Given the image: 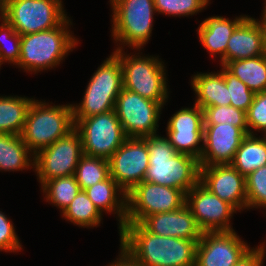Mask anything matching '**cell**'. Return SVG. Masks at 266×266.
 Segmentation results:
<instances>
[{
  "label": "cell",
  "instance_id": "2",
  "mask_svg": "<svg viewBox=\"0 0 266 266\" xmlns=\"http://www.w3.org/2000/svg\"><path fill=\"white\" fill-rule=\"evenodd\" d=\"M149 167L145 182L181 189L187 193L200 181V163L194 156L178 153L165 136L147 137Z\"/></svg>",
  "mask_w": 266,
  "mask_h": 266
},
{
  "label": "cell",
  "instance_id": "8",
  "mask_svg": "<svg viewBox=\"0 0 266 266\" xmlns=\"http://www.w3.org/2000/svg\"><path fill=\"white\" fill-rule=\"evenodd\" d=\"M67 17L62 0H4V19L20 35L56 28Z\"/></svg>",
  "mask_w": 266,
  "mask_h": 266
},
{
  "label": "cell",
  "instance_id": "28",
  "mask_svg": "<svg viewBox=\"0 0 266 266\" xmlns=\"http://www.w3.org/2000/svg\"><path fill=\"white\" fill-rule=\"evenodd\" d=\"M62 218L81 228L100 226L103 214L93 204L84 190H81L69 206L61 213Z\"/></svg>",
  "mask_w": 266,
  "mask_h": 266
},
{
  "label": "cell",
  "instance_id": "16",
  "mask_svg": "<svg viewBox=\"0 0 266 266\" xmlns=\"http://www.w3.org/2000/svg\"><path fill=\"white\" fill-rule=\"evenodd\" d=\"M166 137L178 153L200 159L203 149L204 112L198 105L182 107L168 120Z\"/></svg>",
  "mask_w": 266,
  "mask_h": 266
},
{
  "label": "cell",
  "instance_id": "30",
  "mask_svg": "<svg viewBox=\"0 0 266 266\" xmlns=\"http://www.w3.org/2000/svg\"><path fill=\"white\" fill-rule=\"evenodd\" d=\"M74 176L81 190L92 187L110 177L108 160L83 155L78 162Z\"/></svg>",
  "mask_w": 266,
  "mask_h": 266
},
{
  "label": "cell",
  "instance_id": "14",
  "mask_svg": "<svg viewBox=\"0 0 266 266\" xmlns=\"http://www.w3.org/2000/svg\"><path fill=\"white\" fill-rule=\"evenodd\" d=\"M186 205L202 232L234 230L230 220L239 211L212 194L200 181L186 193Z\"/></svg>",
  "mask_w": 266,
  "mask_h": 266
},
{
  "label": "cell",
  "instance_id": "32",
  "mask_svg": "<svg viewBox=\"0 0 266 266\" xmlns=\"http://www.w3.org/2000/svg\"><path fill=\"white\" fill-rule=\"evenodd\" d=\"M211 4L208 0H154L156 12L168 17H189L202 12Z\"/></svg>",
  "mask_w": 266,
  "mask_h": 266
},
{
  "label": "cell",
  "instance_id": "25",
  "mask_svg": "<svg viewBox=\"0 0 266 266\" xmlns=\"http://www.w3.org/2000/svg\"><path fill=\"white\" fill-rule=\"evenodd\" d=\"M257 135L247 134L243 138L230 163L244 177L266 165V137Z\"/></svg>",
  "mask_w": 266,
  "mask_h": 266
},
{
  "label": "cell",
  "instance_id": "34",
  "mask_svg": "<svg viewBox=\"0 0 266 266\" xmlns=\"http://www.w3.org/2000/svg\"><path fill=\"white\" fill-rule=\"evenodd\" d=\"M7 42V44H6ZM8 42L10 43L9 46ZM21 35L3 19L0 23V65L8 63L14 66L20 58Z\"/></svg>",
  "mask_w": 266,
  "mask_h": 266
},
{
  "label": "cell",
  "instance_id": "29",
  "mask_svg": "<svg viewBox=\"0 0 266 266\" xmlns=\"http://www.w3.org/2000/svg\"><path fill=\"white\" fill-rule=\"evenodd\" d=\"M43 192L44 201L60 209L62 213L81 191L74 175L63 176L46 181L40 189Z\"/></svg>",
  "mask_w": 266,
  "mask_h": 266
},
{
  "label": "cell",
  "instance_id": "18",
  "mask_svg": "<svg viewBox=\"0 0 266 266\" xmlns=\"http://www.w3.org/2000/svg\"><path fill=\"white\" fill-rule=\"evenodd\" d=\"M245 136L233 124H204L200 166L230 164Z\"/></svg>",
  "mask_w": 266,
  "mask_h": 266
},
{
  "label": "cell",
  "instance_id": "40",
  "mask_svg": "<svg viewBox=\"0 0 266 266\" xmlns=\"http://www.w3.org/2000/svg\"><path fill=\"white\" fill-rule=\"evenodd\" d=\"M262 15L260 17V21L266 26V0L264 1V7H263Z\"/></svg>",
  "mask_w": 266,
  "mask_h": 266
},
{
  "label": "cell",
  "instance_id": "9",
  "mask_svg": "<svg viewBox=\"0 0 266 266\" xmlns=\"http://www.w3.org/2000/svg\"><path fill=\"white\" fill-rule=\"evenodd\" d=\"M186 204L181 189L145 182L126 194V223H141L149 215L175 211Z\"/></svg>",
  "mask_w": 266,
  "mask_h": 266
},
{
  "label": "cell",
  "instance_id": "27",
  "mask_svg": "<svg viewBox=\"0 0 266 266\" xmlns=\"http://www.w3.org/2000/svg\"><path fill=\"white\" fill-rule=\"evenodd\" d=\"M224 67L255 94L266 91V53L252 58L229 61Z\"/></svg>",
  "mask_w": 266,
  "mask_h": 266
},
{
  "label": "cell",
  "instance_id": "6",
  "mask_svg": "<svg viewBox=\"0 0 266 266\" xmlns=\"http://www.w3.org/2000/svg\"><path fill=\"white\" fill-rule=\"evenodd\" d=\"M75 127L72 103L55 105L46 100L32 101L21 137L35 155Z\"/></svg>",
  "mask_w": 266,
  "mask_h": 266
},
{
  "label": "cell",
  "instance_id": "24",
  "mask_svg": "<svg viewBox=\"0 0 266 266\" xmlns=\"http://www.w3.org/2000/svg\"><path fill=\"white\" fill-rule=\"evenodd\" d=\"M34 170V154L21 135L0 133V172Z\"/></svg>",
  "mask_w": 266,
  "mask_h": 266
},
{
  "label": "cell",
  "instance_id": "39",
  "mask_svg": "<svg viewBox=\"0 0 266 266\" xmlns=\"http://www.w3.org/2000/svg\"><path fill=\"white\" fill-rule=\"evenodd\" d=\"M119 249L120 252L118 257L113 262L109 263L107 266H142L121 246Z\"/></svg>",
  "mask_w": 266,
  "mask_h": 266
},
{
  "label": "cell",
  "instance_id": "5",
  "mask_svg": "<svg viewBox=\"0 0 266 266\" xmlns=\"http://www.w3.org/2000/svg\"><path fill=\"white\" fill-rule=\"evenodd\" d=\"M114 50L113 53L120 59L122 66L123 88L158 103L168 102L170 91L167 85V67L160 56L142 55L140 49L135 50V54L130 52V55L127 50Z\"/></svg>",
  "mask_w": 266,
  "mask_h": 266
},
{
  "label": "cell",
  "instance_id": "19",
  "mask_svg": "<svg viewBox=\"0 0 266 266\" xmlns=\"http://www.w3.org/2000/svg\"><path fill=\"white\" fill-rule=\"evenodd\" d=\"M141 224L155 235L194 240L196 243L203 234L186 204L175 211L149 215Z\"/></svg>",
  "mask_w": 266,
  "mask_h": 266
},
{
  "label": "cell",
  "instance_id": "35",
  "mask_svg": "<svg viewBox=\"0 0 266 266\" xmlns=\"http://www.w3.org/2000/svg\"><path fill=\"white\" fill-rule=\"evenodd\" d=\"M220 67L229 90L230 105L247 113L250 105L253 103L255 93L224 66L220 65Z\"/></svg>",
  "mask_w": 266,
  "mask_h": 266
},
{
  "label": "cell",
  "instance_id": "31",
  "mask_svg": "<svg viewBox=\"0 0 266 266\" xmlns=\"http://www.w3.org/2000/svg\"><path fill=\"white\" fill-rule=\"evenodd\" d=\"M204 124H233L239 127L246 135L249 134L246 112L229 106H211L204 110Z\"/></svg>",
  "mask_w": 266,
  "mask_h": 266
},
{
  "label": "cell",
  "instance_id": "3",
  "mask_svg": "<svg viewBox=\"0 0 266 266\" xmlns=\"http://www.w3.org/2000/svg\"><path fill=\"white\" fill-rule=\"evenodd\" d=\"M72 24L68 16L56 28L21 35L20 58L16 66L26 74H37L59 66L79 44L70 30Z\"/></svg>",
  "mask_w": 266,
  "mask_h": 266
},
{
  "label": "cell",
  "instance_id": "13",
  "mask_svg": "<svg viewBox=\"0 0 266 266\" xmlns=\"http://www.w3.org/2000/svg\"><path fill=\"white\" fill-rule=\"evenodd\" d=\"M110 176L127 194L142 183L149 167L147 137H127L108 159Z\"/></svg>",
  "mask_w": 266,
  "mask_h": 266
},
{
  "label": "cell",
  "instance_id": "15",
  "mask_svg": "<svg viewBox=\"0 0 266 266\" xmlns=\"http://www.w3.org/2000/svg\"><path fill=\"white\" fill-rule=\"evenodd\" d=\"M252 248L235 230L203 232L196 246L195 266H235Z\"/></svg>",
  "mask_w": 266,
  "mask_h": 266
},
{
  "label": "cell",
  "instance_id": "41",
  "mask_svg": "<svg viewBox=\"0 0 266 266\" xmlns=\"http://www.w3.org/2000/svg\"><path fill=\"white\" fill-rule=\"evenodd\" d=\"M4 19V0H0V22Z\"/></svg>",
  "mask_w": 266,
  "mask_h": 266
},
{
  "label": "cell",
  "instance_id": "12",
  "mask_svg": "<svg viewBox=\"0 0 266 266\" xmlns=\"http://www.w3.org/2000/svg\"><path fill=\"white\" fill-rule=\"evenodd\" d=\"M164 105L123 88L114 110L126 137L144 138L157 134Z\"/></svg>",
  "mask_w": 266,
  "mask_h": 266
},
{
  "label": "cell",
  "instance_id": "36",
  "mask_svg": "<svg viewBox=\"0 0 266 266\" xmlns=\"http://www.w3.org/2000/svg\"><path fill=\"white\" fill-rule=\"evenodd\" d=\"M246 117L249 134L256 135V132L260 135L266 134V91L255 94Z\"/></svg>",
  "mask_w": 266,
  "mask_h": 266
},
{
  "label": "cell",
  "instance_id": "33",
  "mask_svg": "<svg viewBox=\"0 0 266 266\" xmlns=\"http://www.w3.org/2000/svg\"><path fill=\"white\" fill-rule=\"evenodd\" d=\"M247 210H266V165L245 177ZM266 214V213H265Z\"/></svg>",
  "mask_w": 266,
  "mask_h": 266
},
{
  "label": "cell",
  "instance_id": "7",
  "mask_svg": "<svg viewBox=\"0 0 266 266\" xmlns=\"http://www.w3.org/2000/svg\"><path fill=\"white\" fill-rule=\"evenodd\" d=\"M88 82L82 101L72 104L74 125L80 119L114 110L116 98L123 89L120 59L112 52Z\"/></svg>",
  "mask_w": 266,
  "mask_h": 266
},
{
  "label": "cell",
  "instance_id": "4",
  "mask_svg": "<svg viewBox=\"0 0 266 266\" xmlns=\"http://www.w3.org/2000/svg\"><path fill=\"white\" fill-rule=\"evenodd\" d=\"M112 11L111 37L116 48L142 50L152 36L154 0H109Z\"/></svg>",
  "mask_w": 266,
  "mask_h": 266
},
{
  "label": "cell",
  "instance_id": "23",
  "mask_svg": "<svg viewBox=\"0 0 266 266\" xmlns=\"http://www.w3.org/2000/svg\"><path fill=\"white\" fill-rule=\"evenodd\" d=\"M84 191L102 214L105 211V213L117 215L119 230L125 225L126 193L111 176L92 187L84 189Z\"/></svg>",
  "mask_w": 266,
  "mask_h": 266
},
{
  "label": "cell",
  "instance_id": "11",
  "mask_svg": "<svg viewBox=\"0 0 266 266\" xmlns=\"http://www.w3.org/2000/svg\"><path fill=\"white\" fill-rule=\"evenodd\" d=\"M75 128L81 136L84 155L106 160L127 138L115 110L80 119Z\"/></svg>",
  "mask_w": 266,
  "mask_h": 266
},
{
  "label": "cell",
  "instance_id": "10",
  "mask_svg": "<svg viewBox=\"0 0 266 266\" xmlns=\"http://www.w3.org/2000/svg\"><path fill=\"white\" fill-rule=\"evenodd\" d=\"M84 155L82 140L74 127L65 136L34 155V170L40 187L48 180L74 175Z\"/></svg>",
  "mask_w": 266,
  "mask_h": 266
},
{
  "label": "cell",
  "instance_id": "1",
  "mask_svg": "<svg viewBox=\"0 0 266 266\" xmlns=\"http://www.w3.org/2000/svg\"><path fill=\"white\" fill-rule=\"evenodd\" d=\"M119 236L120 246L142 266H195L194 240L155 235L141 223H125Z\"/></svg>",
  "mask_w": 266,
  "mask_h": 266
},
{
  "label": "cell",
  "instance_id": "37",
  "mask_svg": "<svg viewBox=\"0 0 266 266\" xmlns=\"http://www.w3.org/2000/svg\"><path fill=\"white\" fill-rule=\"evenodd\" d=\"M13 224L9 217L0 211V252L17 253L23 249Z\"/></svg>",
  "mask_w": 266,
  "mask_h": 266
},
{
  "label": "cell",
  "instance_id": "20",
  "mask_svg": "<svg viewBox=\"0 0 266 266\" xmlns=\"http://www.w3.org/2000/svg\"><path fill=\"white\" fill-rule=\"evenodd\" d=\"M266 53V26L248 17L234 30L226 50V63L264 55Z\"/></svg>",
  "mask_w": 266,
  "mask_h": 266
},
{
  "label": "cell",
  "instance_id": "26",
  "mask_svg": "<svg viewBox=\"0 0 266 266\" xmlns=\"http://www.w3.org/2000/svg\"><path fill=\"white\" fill-rule=\"evenodd\" d=\"M33 100V98L21 97V95H1L0 133L21 135Z\"/></svg>",
  "mask_w": 266,
  "mask_h": 266
},
{
  "label": "cell",
  "instance_id": "22",
  "mask_svg": "<svg viewBox=\"0 0 266 266\" xmlns=\"http://www.w3.org/2000/svg\"><path fill=\"white\" fill-rule=\"evenodd\" d=\"M191 88L195 95V105L203 110L211 106H229V90L221 71L197 72L191 76Z\"/></svg>",
  "mask_w": 266,
  "mask_h": 266
},
{
  "label": "cell",
  "instance_id": "38",
  "mask_svg": "<svg viewBox=\"0 0 266 266\" xmlns=\"http://www.w3.org/2000/svg\"><path fill=\"white\" fill-rule=\"evenodd\" d=\"M266 256V242H261L252 248L235 266H264Z\"/></svg>",
  "mask_w": 266,
  "mask_h": 266
},
{
  "label": "cell",
  "instance_id": "17",
  "mask_svg": "<svg viewBox=\"0 0 266 266\" xmlns=\"http://www.w3.org/2000/svg\"><path fill=\"white\" fill-rule=\"evenodd\" d=\"M200 182L208 190L240 213L247 209L245 177L231 164L200 166Z\"/></svg>",
  "mask_w": 266,
  "mask_h": 266
},
{
  "label": "cell",
  "instance_id": "21",
  "mask_svg": "<svg viewBox=\"0 0 266 266\" xmlns=\"http://www.w3.org/2000/svg\"><path fill=\"white\" fill-rule=\"evenodd\" d=\"M247 15H240L235 19L224 16H209L204 19L197 28V34L202 47L215 58H220V65L226 64V50L229 38L234 30L247 18Z\"/></svg>",
  "mask_w": 266,
  "mask_h": 266
}]
</instances>
